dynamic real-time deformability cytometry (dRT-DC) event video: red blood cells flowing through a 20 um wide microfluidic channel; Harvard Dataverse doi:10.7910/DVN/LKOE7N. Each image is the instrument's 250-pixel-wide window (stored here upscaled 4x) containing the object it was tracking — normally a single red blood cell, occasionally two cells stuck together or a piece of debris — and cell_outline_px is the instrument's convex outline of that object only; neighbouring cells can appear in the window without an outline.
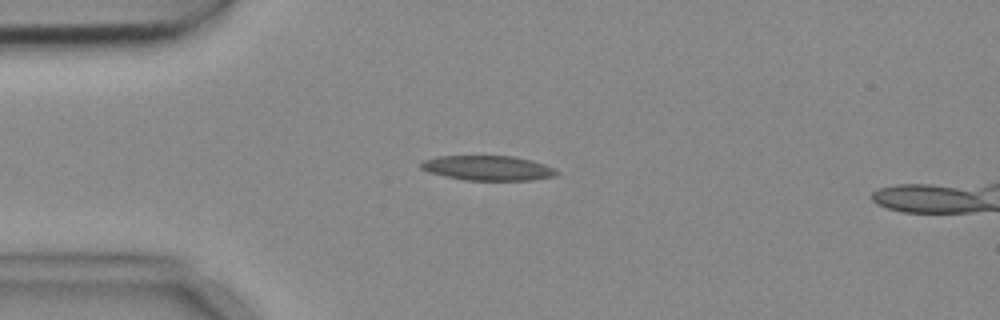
{"species": "common noctule bat (a hibernating species)", "species_latin": "Nyctalus noctula", "temperature_condition": "cold", "stored_images_in_passage": 5, "camera_frame_rate_fps": 3000, "um_per_image_px": 0.085, "animal": {"sex": "female", "body_mass_g": 18.4}, "frame": {"image": 1, "passage_image": 3, "time_ms": 0.667, "image_size_px": [1000, 320], "cell_outline_px": [[560, 172], [556, 176], [532, 180], [464, 180], [444, 176], [428, 172], [420, 168], [420, 160], [436, 156], [512, 156], [532, 160], [556, 168]], "centroid_in_image_um": [41.46, 14.28], "position_along_channel_um": 43.5, "area_um2": 19.88}}